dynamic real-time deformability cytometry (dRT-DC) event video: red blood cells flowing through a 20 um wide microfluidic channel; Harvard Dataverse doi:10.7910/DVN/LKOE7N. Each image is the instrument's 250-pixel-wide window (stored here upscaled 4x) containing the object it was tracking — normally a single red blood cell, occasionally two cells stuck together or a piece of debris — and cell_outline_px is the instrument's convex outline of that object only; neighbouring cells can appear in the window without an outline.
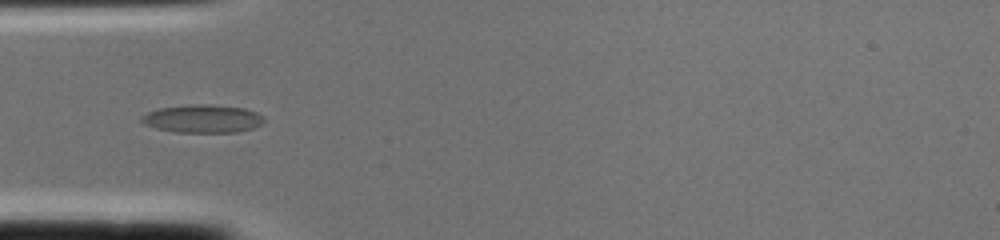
{"species": "common noctule bat (a hibernating species)", "species_latin": "Nyctalus noctula", "temperature_condition": "cold", "stored_images_in_passage": 1, "camera_frame_rate_fps": 3000, "um_per_image_px": 0.085, "animal": {"sex": "female", "body_mass_g": 22.0, "forearm_length_mm": 56.7}, "frame": {"image": 1, "passage_image": 1, "time_ms": 0.0, "image_size_px": [1000, 240], "cell_outline_px": [[264, 124], [252, 128], [236, 132], [176, 132], [156, 128], [144, 124], [140, 120], [140, 116], [148, 112], [160, 108], [196, 104], [212, 104], [244, 108], [256, 112], [264, 116]], "centroid_in_image_um": [17.24, 10.09], "position_along_channel_um": 67.8, "area_um2": 20.06}}